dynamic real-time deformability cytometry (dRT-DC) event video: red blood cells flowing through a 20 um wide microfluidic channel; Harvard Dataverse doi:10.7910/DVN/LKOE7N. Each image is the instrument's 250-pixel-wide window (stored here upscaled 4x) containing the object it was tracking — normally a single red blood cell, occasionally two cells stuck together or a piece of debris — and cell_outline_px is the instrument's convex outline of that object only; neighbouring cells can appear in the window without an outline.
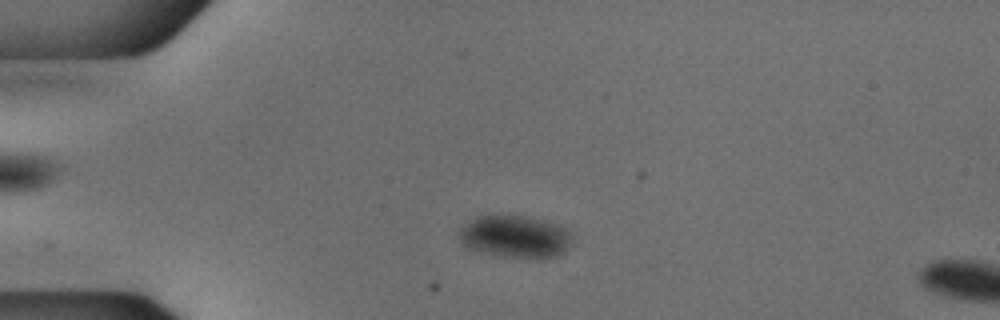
{"species": "common noctule bat (a hibernating species)", "species_latin": "Nyctalus noctula", "temperature_condition": "cold", "stored_images_in_passage": 12, "camera_frame_rate_fps": 3000, "um_per_image_px": 0.085, "animal": {"sex": "male", "body_mass_g": 18.8}, "frame": {"image": 1, "passage_image": 9, "time_ms": 2.667, "image_size_px": [1000, 320], "cell_outline_px": [[572, 236], [564, 252], [556, 256], [504, 256], [484, 252], [468, 248], [460, 240], [460, 228], [476, 216], [528, 216], [544, 220], [556, 224], [564, 228]], "centroid_in_image_um": [43.76, 20.08], "position_along_channel_um": 41.2, "area_um2": 26.93}}